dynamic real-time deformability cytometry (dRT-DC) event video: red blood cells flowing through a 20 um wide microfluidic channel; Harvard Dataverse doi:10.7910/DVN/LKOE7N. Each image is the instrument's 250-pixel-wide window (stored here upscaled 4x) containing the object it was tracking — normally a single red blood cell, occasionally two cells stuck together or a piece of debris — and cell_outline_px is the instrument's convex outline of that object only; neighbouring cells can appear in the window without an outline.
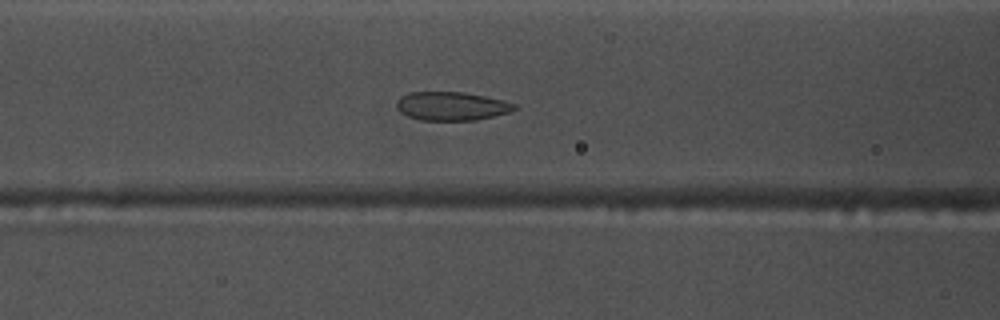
{"species": "common noctule bat (a hibernating species)", "species_latin": "Nyctalus noctula", "temperature_condition": "warm", "stored_images_in_passage": 55, "camera_frame_rate_fps": 3000, "um_per_image_px": 0.085, "animal": {"sex": "male", "body_mass_g": 17.5, "forearm_length_mm": 52.3}, "frame": {"image": 1, "passage_image": 22, "time_ms": 7.0, "image_size_px": [1000, 320], "cell_outline_px": [[516, 108], [512, 112], [476, 120], [420, 120], [408, 116], [400, 112], [396, 108], [396, 100], [400, 96], [408, 92], [464, 92], [484, 96], [516, 104]], "centroid_in_image_um": [38.35, 9.02], "position_along_channel_um": 128.3, "area_um2": 19.71}}
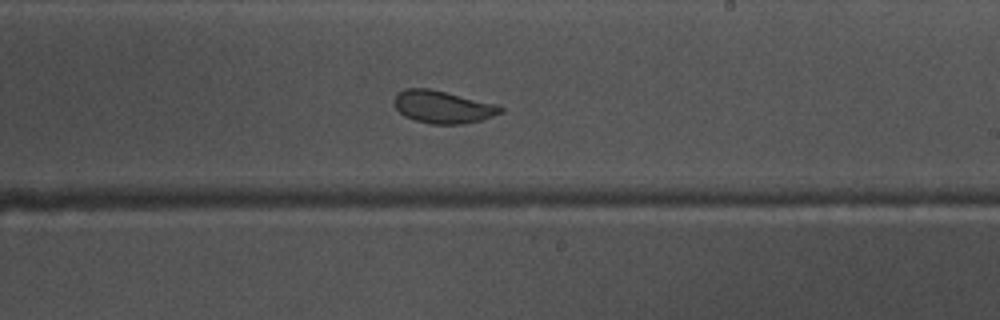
{"frame": {"image": 2, "passage_image": 32, "time_ms": 10.333, "image_size_px": [1000, 320], "cell_outline_px": [[504, 112], [480, 120], [464, 124], [432, 124], [416, 120], [404, 116], [396, 108], [392, 100], [396, 92], [404, 88], [428, 88], [492, 104], [504, 108]], "centroid_in_image_um": [37.56, 9.09], "position_along_channel_um": 251.4, "area_um2": 19.88}}
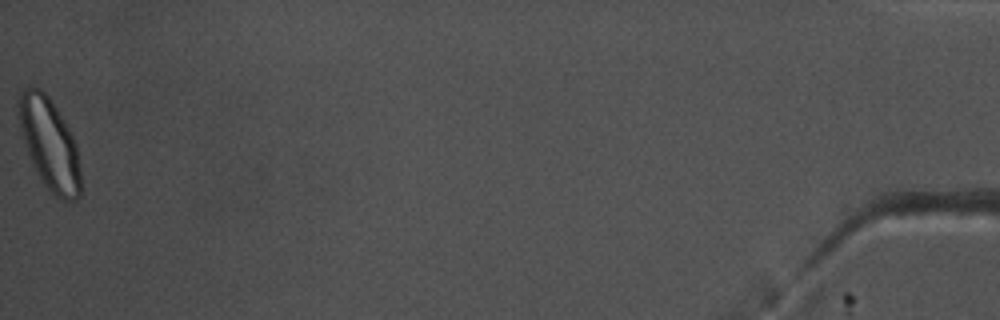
{"frame": {"image": 3, "passage_image": 55, "time_ms": 18.0, "image_size_px": [1000, 320], "cell_outline_px": [[80, 196], [76, 200], [64, 200], [56, 196], [44, 184], [36, 172], [32, 164], [16, 116], [16, 100], [20, 92], [24, 88], [32, 84], [40, 88], [52, 100], [68, 128], [76, 144], [80, 172]], "centroid_in_image_um": [4.16, 12.16], "position_along_channel_um": 431.0, "area_um2": 33.23}, "authors_computed_cell_mechanics": {"area_um2": 23.6402, "velocity_mm_per_s": 3.711, "shape_relaxation_time_tau1_ms": 5.4302, "shape_relaxation_time_tau2_ms": 0.9976, "deformation_change_tau1": 0.1213, "deformation_change_tau2": 0.0449}}